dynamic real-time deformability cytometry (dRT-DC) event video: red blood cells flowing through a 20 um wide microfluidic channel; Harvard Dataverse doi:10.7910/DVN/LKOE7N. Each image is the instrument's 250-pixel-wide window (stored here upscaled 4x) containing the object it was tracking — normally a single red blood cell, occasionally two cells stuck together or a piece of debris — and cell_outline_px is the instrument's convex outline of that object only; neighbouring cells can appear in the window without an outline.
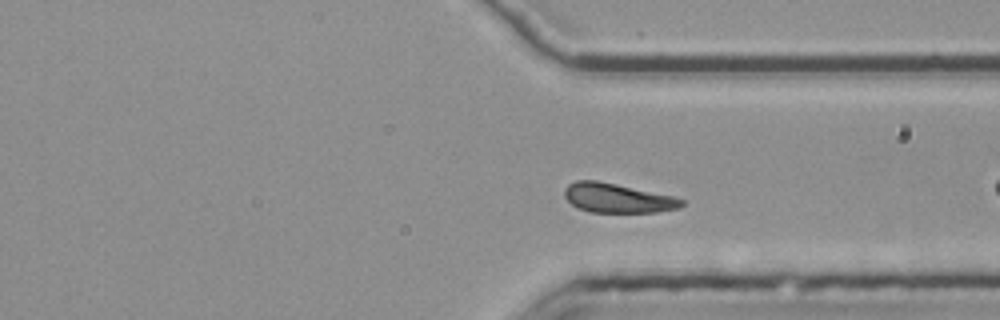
{"species": "common noctule bat (a hibernating species)", "species_latin": "Nyctalus noctula", "temperature_condition": "room temperature", "stored_images_in_passage": 35, "camera_frame_rate_fps": 3000, "um_per_image_px": 0.085, "animal": {"sex": "female", "body_mass_g": 25.1}, "frame": {"image": 1, "passage_image": 25, "time_ms": 8.0, "image_size_px": [1000, 320], "cell_outline_px": [[684, 204], [680, 208], [656, 212], [592, 212], [580, 208], [572, 204], [564, 196], [564, 188], [568, 184], [576, 180], [596, 180], [616, 184], [672, 196], [684, 200]], "centroid_in_image_um": [52.48, 16.83], "position_along_channel_um": 358.9, "area_um2": 19.83}, "authors_computed_cell_mechanics": {"area_um2": 20.4612, "velocity_mm_per_s": 3.7108, "shape_relaxation_time_tau1_ms": 1.8912, "shape_relaxation_time_tau2_ms": 4.9277, "deformation_change_tau1": 0.0938, "deformation_change_tau2": 0.0948}}